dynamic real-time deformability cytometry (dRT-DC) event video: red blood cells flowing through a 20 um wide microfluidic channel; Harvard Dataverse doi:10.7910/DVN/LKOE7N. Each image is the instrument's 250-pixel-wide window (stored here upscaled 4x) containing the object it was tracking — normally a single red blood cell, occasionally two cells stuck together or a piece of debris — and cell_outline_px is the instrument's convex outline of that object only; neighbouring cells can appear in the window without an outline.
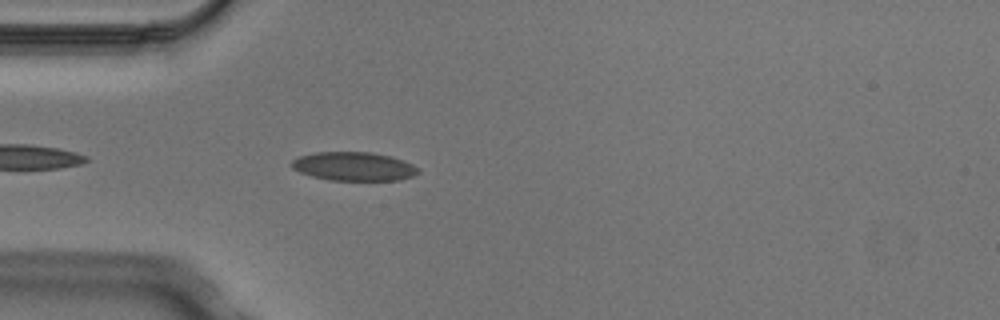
{"species": "Egyptian fruit bat (a non-hibernating species)", "species_latin": "Rousettus aegyptiacus", "temperature_condition": "cold", "stored_images_in_passage": 2, "camera_frame_rate_fps": 3000, "um_per_image_px": 0.085, "animal": {"sex": "male"}, "frame": {"image": 1, "passage_image": 2, "time_ms": 0.333, "image_size_px": [1000, 320], "cell_outline_px": [[420, 172], [412, 176], [400, 180], [332, 180], [312, 176], [300, 172], [292, 168], [288, 164], [292, 160], [300, 156], [316, 152], [372, 152], [392, 156], [412, 164], [420, 168]], "centroid_in_image_um": [30.08, 14.14], "position_along_channel_um": 54.9, "area_um2": 21.27}}